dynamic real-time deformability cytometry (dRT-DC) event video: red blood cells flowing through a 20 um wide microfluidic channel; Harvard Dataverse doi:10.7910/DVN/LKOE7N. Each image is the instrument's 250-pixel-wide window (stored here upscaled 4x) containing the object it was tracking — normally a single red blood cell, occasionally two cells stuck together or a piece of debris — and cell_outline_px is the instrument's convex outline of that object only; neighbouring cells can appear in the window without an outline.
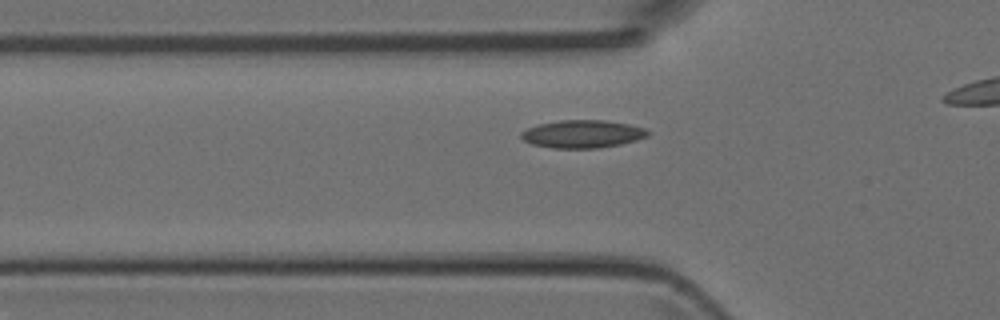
{"species": "Egyptian fruit bat (a non-hibernating species)", "species_latin": "Rousettus aegyptiacus", "temperature_condition": "room temperature", "stored_images_in_passage": 21, "camera_frame_rate_fps": 3000, "um_per_image_px": 0.085, "animal": {"sex": "female"}, "frame": {"image": 1, "passage_image": 10, "time_ms": 3.0, "image_size_px": [1000, 320], "cell_outline_px": [[652, 132], [648, 136], [636, 140], [620, 144], [600, 148], [552, 148], [532, 144], [524, 140], [520, 136], [520, 132], [528, 128], [540, 124], [560, 120], [604, 120], [628, 124], [648, 128]], "centroid_in_image_um": [49.56, 11.39], "position_along_channel_um": 76.2, "area_um2": 20.63}}
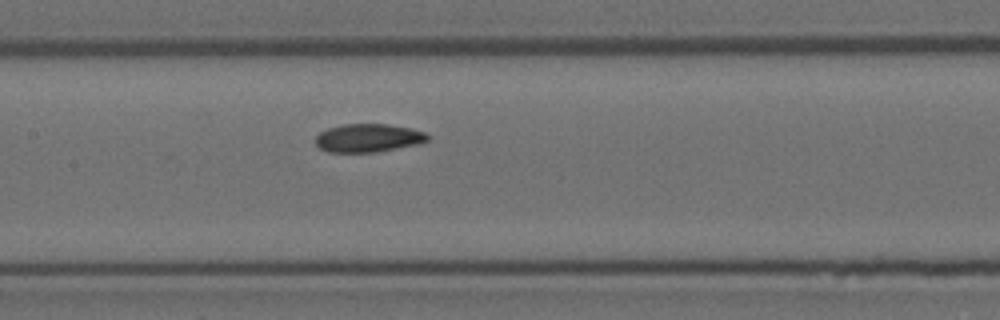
{"frame": {"image": 2, "passage_image": 17, "time_ms": 5.333, "image_size_px": [1000, 320], "cell_outline_px": [[428, 140], [420, 144], [376, 152], [328, 152], [320, 148], [316, 144], [316, 136], [320, 132], [328, 128], [344, 124], [388, 124], [408, 128], [424, 132], [428, 136]], "centroid_in_image_um": [31.29, 11.73], "position_along_channel_um": 176.1, "area_um2": 18.38}}
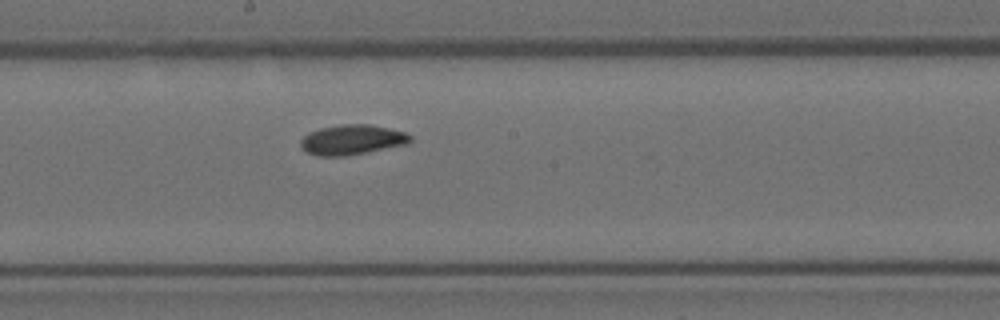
{"frame": {"image": 3, "passage_image": 20, "time_ms": 6.333, "image_size_px": [1000, 320], "cell_outline_px": [[412, 140], [408, 144], [344, 156], [316, 156], [300, 148], [300, 140], [308, 132], [320, 128], [340, 124], [372, 124], [404, 132], [412, 136]], "centroid_in_image_um": [29.9, 11.87], "position_along_channel_um": 218.3, "area_um2": 19.25}}